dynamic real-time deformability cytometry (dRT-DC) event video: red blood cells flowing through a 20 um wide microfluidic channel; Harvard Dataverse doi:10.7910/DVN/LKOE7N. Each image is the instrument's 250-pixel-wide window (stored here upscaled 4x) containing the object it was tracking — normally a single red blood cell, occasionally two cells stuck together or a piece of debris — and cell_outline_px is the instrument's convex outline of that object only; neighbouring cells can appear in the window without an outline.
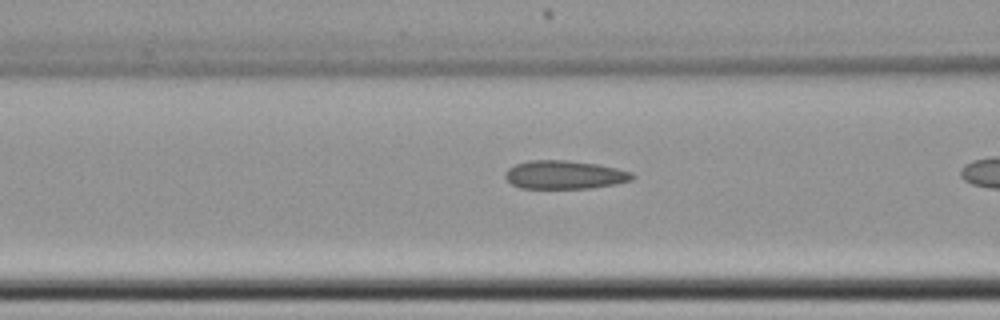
{"species": "common noctule bat (a hibernating species)", "species_latin": "Nyctalus noctula", "temperature_condition": "cold", "stored_images_in_passage": 11, "camera_frame_rate_fps": 3000, "um_per_image_px": 0.085, "animal": {"sex": "female", "body_mass_g": 22.7, "forearm_length_mm": 54.2}, "frame": {"image": 1, "passage_image": 10, "time_ms": 3.0, "image_size_px": [1000, 320], "cell_outline_px": [[636, 176], [632, 180], [616, 184], [592, 188], [520, 188], [512, 184], [504, 176], [504, 172], [508, 168], [516, 164], [528, 160], [568, 160], [596, 164], [616, 168], [632, 172]], "centroid_in_image_um": [47.99, 14.85], "position_along_channel_um": 118.6, "area_um2": 21.15}}